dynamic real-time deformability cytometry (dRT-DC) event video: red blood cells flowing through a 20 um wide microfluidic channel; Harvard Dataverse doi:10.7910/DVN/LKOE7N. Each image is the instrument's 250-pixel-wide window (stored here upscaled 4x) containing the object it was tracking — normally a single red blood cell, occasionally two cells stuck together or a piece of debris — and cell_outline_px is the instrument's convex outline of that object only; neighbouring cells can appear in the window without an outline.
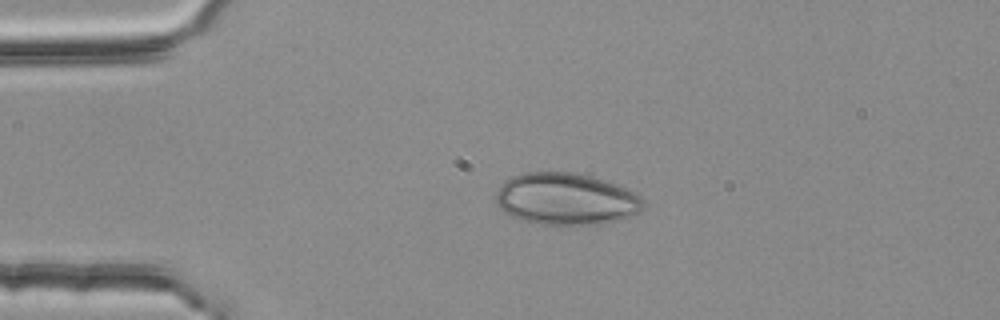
{"species": "common noctule bat (a hibernating species)", "species_latin": "Nyctalus noctula", "temperature_condition": "room temperature", "stored_images_in_passage": 41, "camera_frame_rate_fps": 3000, "um_per_image_px": 0.085, "animal": {"sex": "female", "body_mass_g": 25.1}, "frame": {"image": 1, "passage_image": 1, "time_ms": 0.0, "image_size_px": [1000, 320], "cell_outline_px": [[644, 208], [640, 212], [616, 220], [600, 224], [536, 224], [512, 216], [504, 212], [496, 204], [496, 196], [504, 180], [512, 176], [528, 172], [572, 172], [592, 176], [628, 188], [636, 192], [644, 200]], "centroid_in_image_um": [48.13, 16.9], "position_along_channel_um": 36.9, "area_um2": 44.56}}
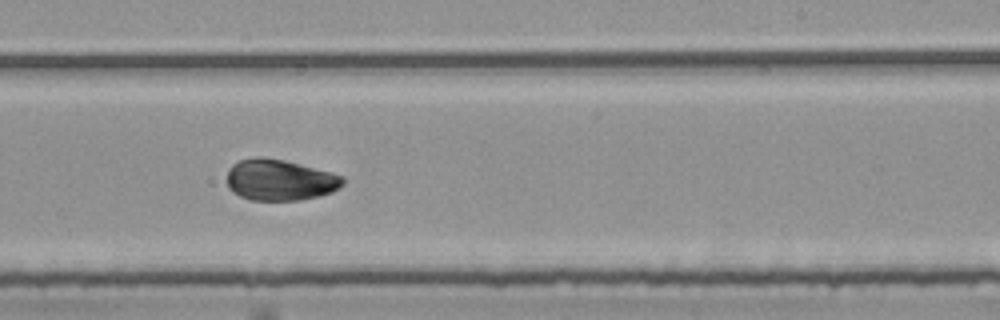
{"frame": {"image": 2, "passage_image": 22, "time_ms": 7.0, "image_size_px": [1000, 320], "cell_outline_px": [[344, 184], [340, 188], [332, 192], [300, 200], [252, 200], [240, 196], [232, 192], [228, 188], [228, 168], [232, 164], [240, 160], [256, 156], [260, 156], [284, 160], [332, 172], [344, 176]], "centroid_in_image_um": [23.79, 15.29], "position_along_channel_um": 265.2, "area_um2": 27.92}}
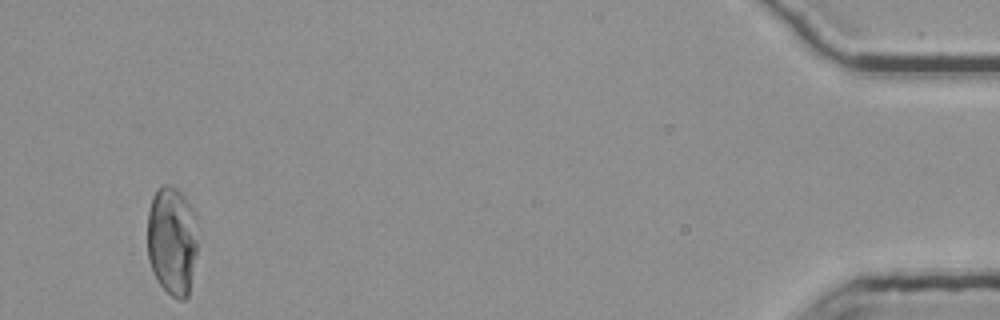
{"frame": {"image": 3, "passage_image": 41, "time_ms": 13.333, "image_size_px": [1000, 320], "cell_outline_px": [[196, 252], [188, 296], [184, 300], [180, 300], [172, 296], [160, 284], [148, 260], [148, 212], [152, 196], [156, 188], [164, 184], [168, 184], [176, 188], [188, 200], [192, 208], [196, 244]], "centroid_in_image_um": [14.59, 20.43], "position_along_channel_um": 420.6, "area_um2": 31.56}, "authors_computed_cell_mechanics": {"area_um2": 28.5532, "velocity_mm_per_s": 3.7653, "shape_relaxation_time_tau1_ms": 4.4101, "shape_relaxation_time_tau2_ms": 2.3873, "deformation_change_tau1": 0.152, "deformation_change_tau2": 0.0502}}